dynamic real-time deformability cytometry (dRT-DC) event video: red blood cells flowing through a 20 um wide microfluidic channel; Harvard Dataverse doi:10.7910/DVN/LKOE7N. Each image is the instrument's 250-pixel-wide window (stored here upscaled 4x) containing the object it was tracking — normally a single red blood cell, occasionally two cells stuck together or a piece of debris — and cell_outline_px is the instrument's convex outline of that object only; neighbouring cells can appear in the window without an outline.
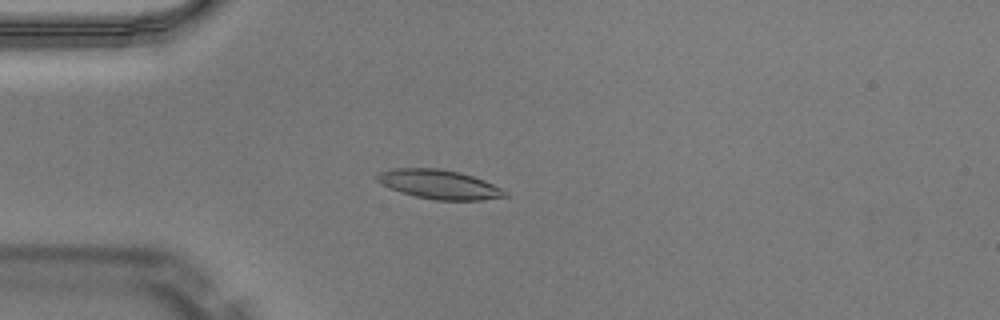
{"species": "Egyptian fruit bat (a non-hibernating species)", "species_latin": "Rousettus aegyptiacus", "temperature_condition": "warm", "stored_images_in_passage": 49, "camera_frame_rate_fps": 3000, "um_per_image_px": 0.085, "animal": {"sex": "male"}, "frame": {"image": 1, "passage_image": 13, "time_ms": 4.0, "image_size_px": [1000, 320], "cell_outline_px": [[508, 196], [480, 200], [436, 200], [416, 196], [400, 192], [388, 188], [380, 184], [376, 180], [376, 176], [380, 172], [392, 168], [440, 168], [460, 172], [484, 180], [508, 192]], "centroid_in_image_um": [37.3, 15.67], "position_along_channel_um": 47.7, "area_um2": 21.79}}
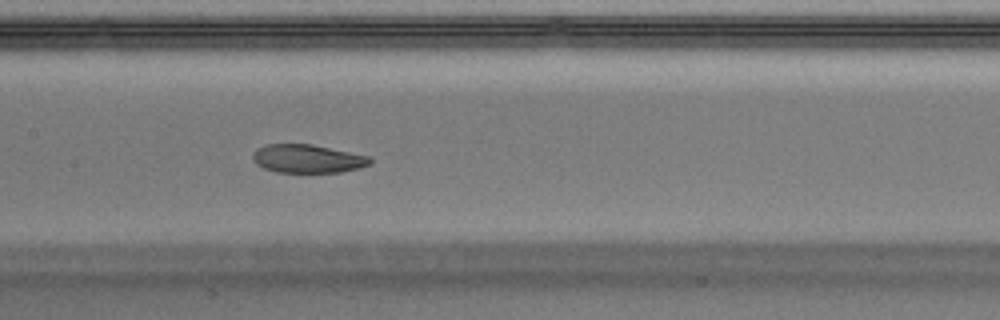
{"frame": {"image": 2, "passage_image": 24, "time_ms": 7.667, "image_size_px": [1000, 320], "cell_outline_px": [[372, 164], [360, 168], [340, 172], [276, 172], [264, 168], [256, 164], [252, 160], [252, 156], [256, 148], [268, 144], [312, 144], [368, 156], [372, 160]], "centroid_in_image_um": [26.13, 13.49], "position_along_channel_um": 181.3, "area_um2": 19.42}}
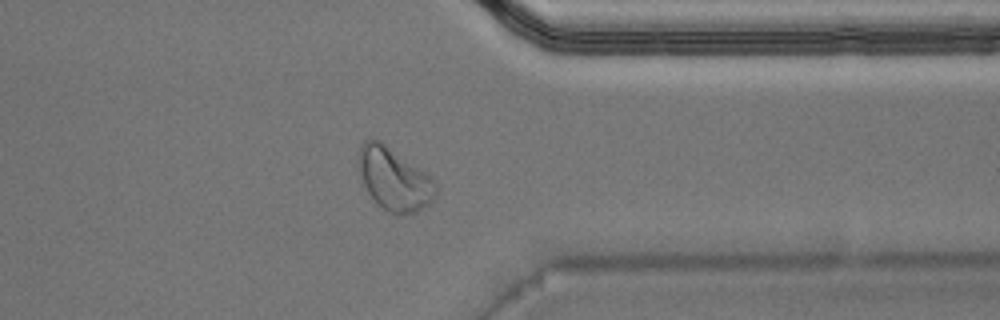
{"frame": {"image": 3, "passage_image": 39, "time_ms": 12.667, "image_size_px": [1000, 320], "cell_outline_px": [[436, 196], [428, 204], [416, 212], [400, 216], [388, 212], [368, 192], [364, 184], [360, 168], [360, 148], [364, 140], [380, 140], [424, 172], [436, 184]], "centroid_in_image_um": [33.52, 15.25], "position_along_channel_um": 377.9, "area_um2": 27.22}, "authors_computed_cell_mechanics": {"area_um2": 20.8658, "velocity_mm_per_s": 4.0401, "shape_relaxation_time_tau1_ms": 5.2818, "shape_relaxation_time_tau2_ms": 2.2525, "deformation_change_tau1": 0.1971, "deformation_change_tau2": 0.0766}}